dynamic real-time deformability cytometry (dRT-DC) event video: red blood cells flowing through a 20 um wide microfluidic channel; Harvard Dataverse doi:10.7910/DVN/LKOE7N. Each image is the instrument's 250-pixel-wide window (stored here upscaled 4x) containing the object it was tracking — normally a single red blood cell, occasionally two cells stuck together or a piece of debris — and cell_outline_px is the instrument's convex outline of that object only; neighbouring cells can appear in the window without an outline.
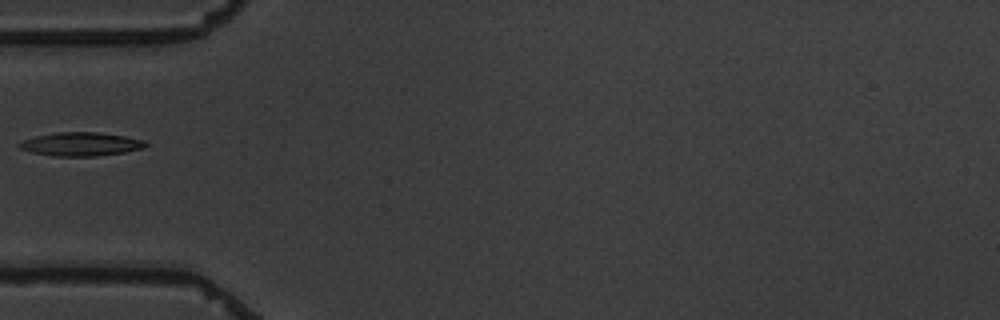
{"species": "common noctule bat (a hibernating species)", "species_latin": "Nyctalus noctula", "temperature_condition": "warm", "stored_images_in_passage": 1, "camera_frame_rate_fps": 3000, "um_per_image_px": 0.085, "animal": {"sex": "male", "body_mass_g": 19.5, "forearm_length_mm": 54.6}, "frame": {"image": 1, "passage_image": 1, "time_ms": 0.0, "image_size_px": [1000, 320], "cell_outline_px": [[148, 144], [144, 148], [124, 152], [96, 156], [52, 156], [32, 152], [20, 148], [16, 144], [24, 140], [36, 136], [56, 132], [100, 132], [124, 136], [144, 140]], "centroid_in_image_um": [6.88, 12.25], "position_along_channel_um": 78.1, "area_um2": 17.34}}